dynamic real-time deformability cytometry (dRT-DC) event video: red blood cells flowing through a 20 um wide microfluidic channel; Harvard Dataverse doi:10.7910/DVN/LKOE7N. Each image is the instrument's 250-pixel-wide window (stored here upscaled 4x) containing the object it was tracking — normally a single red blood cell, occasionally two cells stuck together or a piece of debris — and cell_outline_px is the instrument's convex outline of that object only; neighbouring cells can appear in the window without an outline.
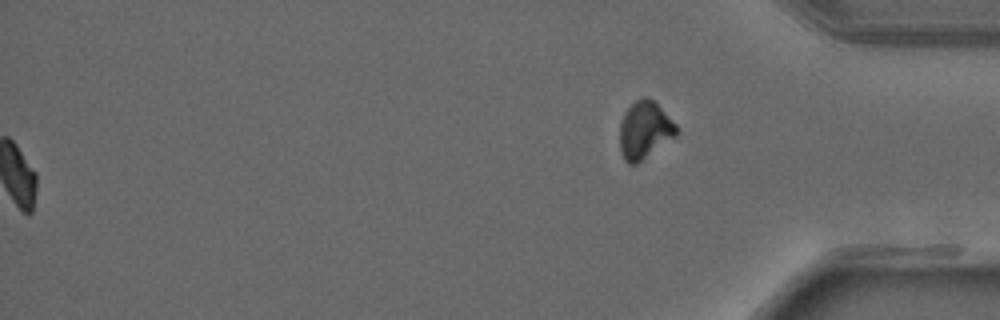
{"species": "common noctule bat (a hibernating species)", "species_latin": "Nyctalus noctula", "temperature_condition": "warm", "stored_images_in_passage": 42, "segment_of_instrument_passage": [2, 2], "camera_frame_rate_fps": 3000, "um_per_image_px": 0.085, "animal": {"sex": "male", "forearm_length_mm": 52.5}, "frame": {"image": 1, "passage_image": 42, "time_ms": 13.667, "image_size_px": [1000, 320], "cell_outline_px": [[680, 132], [676, 136], [636, 164], [628, 164], [624, 160], [620, 152], [620, 124], [624, 112], [636, 100], [644, 96], [656, 100], [680, 128]], "centroid_in_image_um": [54.83, 11.03], "position_along_channel_um": 380.4, "area_um2": 19.36}}